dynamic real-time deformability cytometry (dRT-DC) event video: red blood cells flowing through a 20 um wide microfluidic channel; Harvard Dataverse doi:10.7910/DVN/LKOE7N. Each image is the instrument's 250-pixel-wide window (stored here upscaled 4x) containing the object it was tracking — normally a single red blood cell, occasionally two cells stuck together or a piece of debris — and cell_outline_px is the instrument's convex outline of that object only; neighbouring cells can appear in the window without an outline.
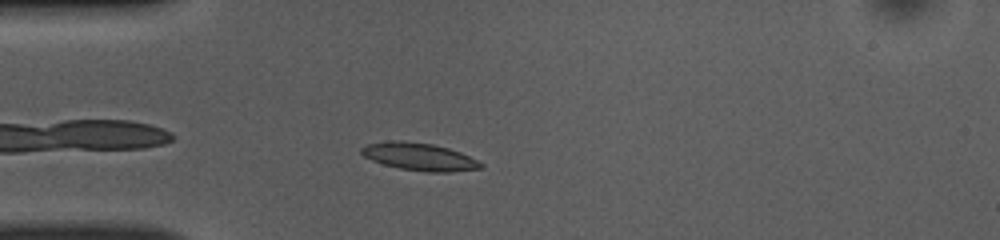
{"species": "common noctule bat (a hibernating species)", "species_latin": "Nyctalus noctula", "temperature_condition": "room temperature", "stored_images_in_passage": 40, "camera_frame_rate_fps": 3000, "um_per_image_px": 0.085, "animal": {"sex": "female", "body_mass_g": 10.0, "forearm_length_mm": 53.1}, "frame": {"image": 1, "passage_image": 3, "time_ms": 0.667, "image_size_px": [1000, 240], "cell_outline_px": [[484, 168], [448, 172], [428, 172], [400, 168], [384, 164], [372, 160], [364, 156], [360, 152], [360, 148], [368, 144], [392, 140], [396, 140], [432, 144], [448, 148], [460, 152], [484, 164]], "centroid_in_image_um": [35.65, 13.32], "position_along_channel_um": 49.4, "area_um2": 18.96}}
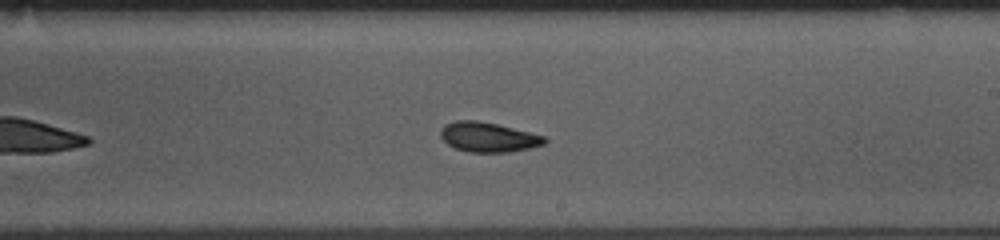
{"frame": {"image": 2, "passage_image": 19, "time_ms": 6.0, "image_size_px": [1000, 240], "cell_outline_px": [[548, 140], [544, 144], [528, 148], [508, 152], [468, 152], [456, 148], [448, 144], [440, 136], [440, 132], [444, 124], [456, 120], [476, 120], [496, 124], [544, 136]], "centroid_in_image_um": [41.47, 11.65], "position_along_channel_um": 247.5, "area_um2": 17.8}}
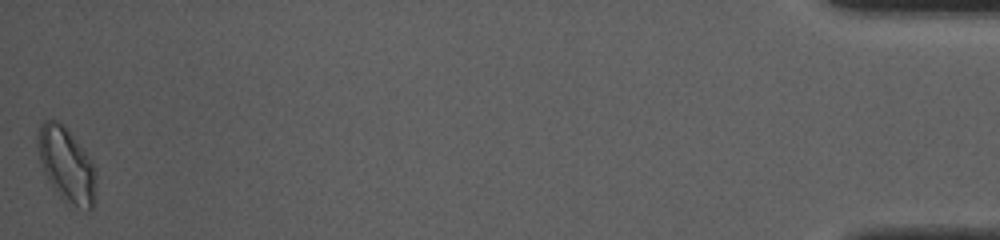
{"frame": {"image": 3, "passage_image": 40, "time_ms": 13.0, "image_size_px": [1000, 240], "cell_outline_px": [[96, 176], [92, 208], [88, 208], [72, 204], [64, 200], [60, 196], [48, 180], [40, 160], [36, 140], [36, 136], [40, 124], [44, 120], [52, 120], [64, 124], [88, 156], [96, 168]], "centroid_in_image_um": [5.63, 13.94], "position_along_channel_um": 429.6, "area_um2": 24.8}, "authors_computed_cell_mechanics": {"area_um2": 17.9469, "velocity_mm_per_s": 3.9224, "shape_relaxation_time_tau1_ms": 3.0897, "shape_relaxation_time_tau2_ms": 2.6349, "deformation_change_tau1": 0.1289, "deformation_change_tau2": 0.0867}}